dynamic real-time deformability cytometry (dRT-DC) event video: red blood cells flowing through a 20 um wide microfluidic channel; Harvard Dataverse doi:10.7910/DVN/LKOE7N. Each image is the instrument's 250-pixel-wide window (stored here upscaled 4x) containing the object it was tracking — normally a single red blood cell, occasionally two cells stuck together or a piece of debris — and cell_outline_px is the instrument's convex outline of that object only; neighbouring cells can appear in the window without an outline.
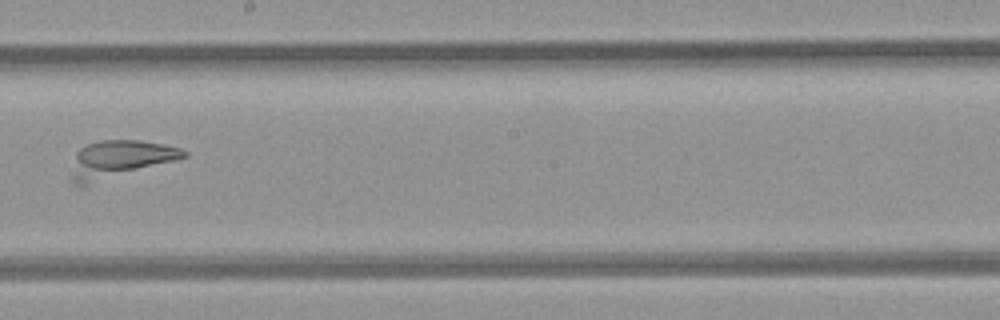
{"species": "common noctule bat (a hibernating species)", "species_latin": "Nyctalus noctula", "temperature_condition": "room temperature", "stored_images_in_passage": 9, "camera_frame_rate_fps": 3000, "um_per_image_px": 0.085, "animal": {"sex": "female", "body_mass_g": 21.9}, "frame": {"image": 1, "passage_image": 8, "time_ms": 8.0, "image_size_px": [1000, 320], "cell_outline_px": [[188, 156], [88, 184], [72, 184], [72, 176], [76, 152], [80, 148], [88, 144], [100, 140], [140, 140], [164, 144], [180, 148], [188, 152]], "centroid_in_image_um": [10.18, 13.49], "position_along_channel_um": 238.0, "area_um2": 23.64}}
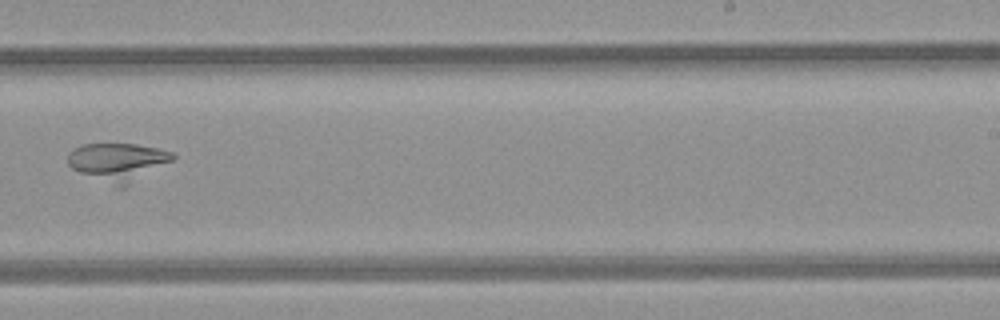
{"frame": {"image": 2, "passage_image": 9, "time_ms": 9.0, "image_size_px": [1000, 320], "cell_outline_px": [[176, 156], [172, 160], [124, 188], [120, 188], [80, 172], [72, 168], [68, 164], [68, 152], [72, 148], [84, 144], [136, 144], [156, 148], [172, 152]], "centroid_in_image_um": [10.01, 13.76], "position_along_channel_um": 279.0, "area_um2": 23.0}}